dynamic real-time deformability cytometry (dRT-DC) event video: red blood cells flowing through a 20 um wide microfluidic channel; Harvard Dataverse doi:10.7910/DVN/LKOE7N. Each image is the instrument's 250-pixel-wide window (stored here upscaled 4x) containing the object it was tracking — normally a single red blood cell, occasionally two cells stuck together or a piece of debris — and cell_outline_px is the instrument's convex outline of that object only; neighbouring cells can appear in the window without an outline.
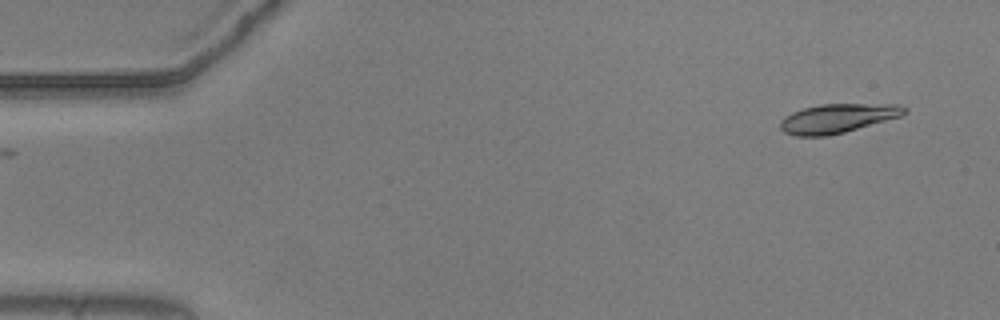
{"species": "common noctule bat (a hibernating species)", "species_latin": "Nyctalus noctula", "temperature_condition": "warm", "stored_images_in_passage": 12, "camera_frame_rate_fps": 3000, "um_per_image_px": 0.085, "animal": {"sex": "male", "body_mass_g": 20.5, "forearm_length_mm": 52.5}, "frame": {"image": 1, "passage_image": 1, "time_ms": 0.0, "image_size_px": [1000, 320], "cell_outline_px": [[908, 112], [900, 116], [844, 132], [828, 136], [796, 136], [784, 132], [780, 128], [780, 120], [784, 116], [792, 112], [804, 108], [820, 104], [900, 104], [908, 108]], "centroid_in_image_um": [71.18, 10.05], "position_along_channel_um": 13.8, "area_um2": 21.04}}